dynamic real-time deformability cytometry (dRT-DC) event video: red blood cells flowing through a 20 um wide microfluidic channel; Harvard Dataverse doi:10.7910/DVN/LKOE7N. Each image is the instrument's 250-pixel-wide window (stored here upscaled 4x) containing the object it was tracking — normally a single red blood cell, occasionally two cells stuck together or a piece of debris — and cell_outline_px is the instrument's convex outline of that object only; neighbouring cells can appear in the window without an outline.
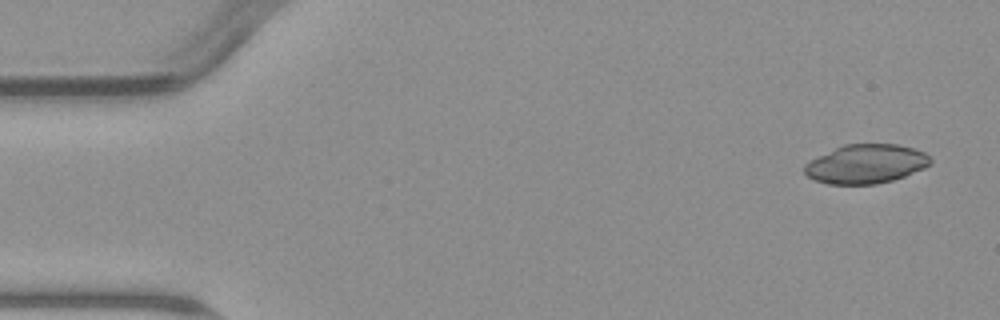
{"species": "common noctule bat (a hibernating species)", "species_latin": "Nyctalus noctula", "temperature_condition": "warm", "stored_images_in_passage": 5, "segment_of_instrument_passage": [2, 2], "camera_frame_rate_fps": 3000, "um_per_image_px": 0.085, "animal": {"sex": "male", "body_mass_g": 23.1, "forearm_length_mm": 52.7}, "frame": {"image": 1, "passage_image": 5, "time_ms": 6.667, "image_size_px": [1000, 320], "cell_outline_px": [[932, 164], [924, 168], [904, 176], [892, 180], [876, 184], [828, 184], [816, 180], [808, 176], [804, 172], [804, 164], [844, 144], [896, 144], [912, 148], [924, 152], [932, 160]], "centroid_in_image_um": [73.63, 13.94], "position_along_channel_um": 11.4, "area_um2": 28.32}}